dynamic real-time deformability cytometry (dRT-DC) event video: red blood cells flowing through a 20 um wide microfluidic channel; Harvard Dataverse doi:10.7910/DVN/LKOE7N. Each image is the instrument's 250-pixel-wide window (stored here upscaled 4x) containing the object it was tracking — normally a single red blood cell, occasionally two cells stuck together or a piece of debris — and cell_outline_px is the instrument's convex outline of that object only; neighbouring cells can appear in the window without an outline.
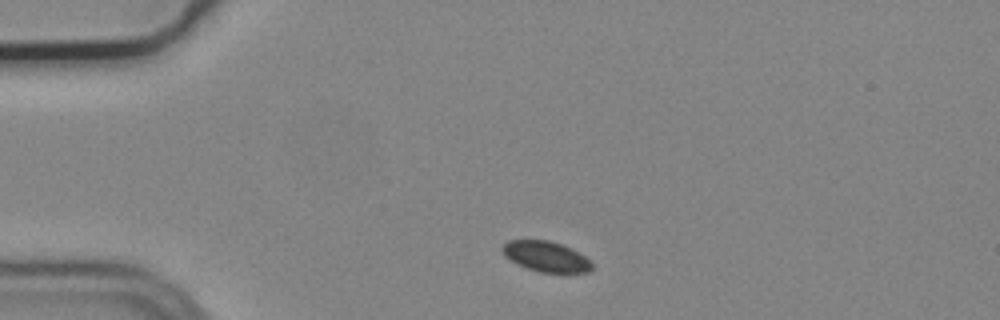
{"species": "common noctule bat (a hibernating species)", "species_latin": "Nyctalus noctula", "temperature_condition": "cold", "stored_images_in_passage": 2, "camera_frame_rate_fps": 3000, "um_per_image_px": 0.085, "animal": {"sex": "male", "body_mass_g": 19.2, "forearm_length_mm": 51.8}, "frame": {"image": 1, "passage_image": 1, "time_ms": 0.0, "image_size_px": [1000, 320], "cell_outline_px": [[592, 268], [588, 272], [540, 272], [516, 264], [504, 256], [500, 248], [508, 240], [548, 240], [572, 248], [584, 256], [592, 264]], "centroid_in_image_um": [46.36, 21.79], "position_along_channel_um": 38.6, "area_um2": 15.78}}